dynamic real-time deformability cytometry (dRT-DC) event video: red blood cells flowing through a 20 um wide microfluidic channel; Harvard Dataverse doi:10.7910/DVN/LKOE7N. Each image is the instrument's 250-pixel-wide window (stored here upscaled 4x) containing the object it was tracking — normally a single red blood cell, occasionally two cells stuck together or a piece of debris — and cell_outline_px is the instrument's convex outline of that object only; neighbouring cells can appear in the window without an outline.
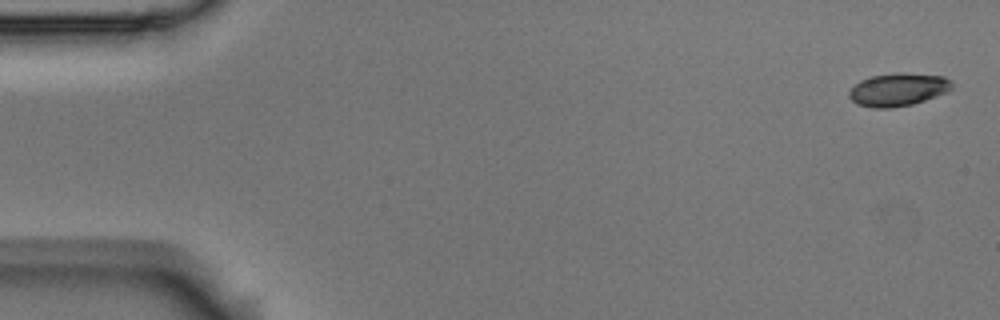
{"species": "Egyptian fruit bat (a non-hibernating species)", "species_latin": "Rousettus aegyptiacus", "temperature_condition": "room temperature", "stored_images_in_passage": 5, "camera_frame_rate_fps": 3000, "um_per_image_px": 0.085, "animal": {"sex": "male"}, "frame": {"image": 1, "passage_image": 1, "time_ms": 0.0, "image_size_px": [1000, 320], "cell_outline_px": [[952, 88], [948, 92], [912, 104], [892, 108], [872, 108], [856, 104], [848, 96], [848, 92], [860, 80], [872, 76], [944, 76], [952, 80]], "centroid_in_image_um": [76.31, 7.68], "position_along_channel_um": 8.7, "area_um2": 18.79}}
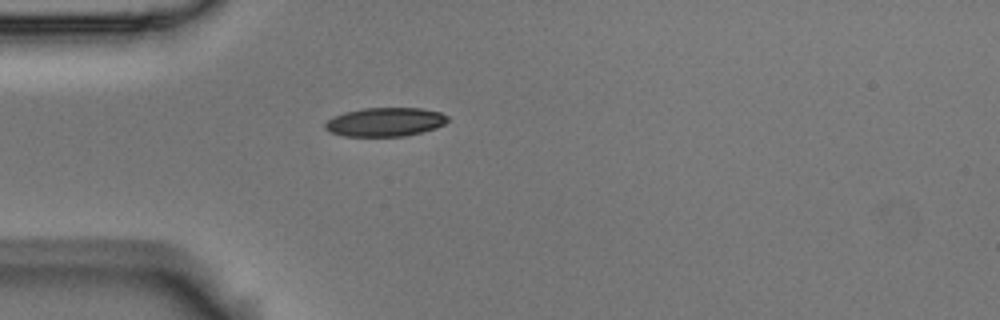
{"frame": {"image": 2, "passage_image": 5, "time_ms": 1.333, "image_size_px": [1000, 320], "cell_outline_px": [[448, 120], [444, 124], [436, 128], [404, 136], [344, 136], [328, 132], [324, 128], [324, 124], [332, 116], [344, 112], [364, 108], [420, 108], [440, 112], [448, 116]], "centroid_in_image_um": [32.7, 10.37], "position_along_channel_um": 52.3, "area_um2": 20.63}}